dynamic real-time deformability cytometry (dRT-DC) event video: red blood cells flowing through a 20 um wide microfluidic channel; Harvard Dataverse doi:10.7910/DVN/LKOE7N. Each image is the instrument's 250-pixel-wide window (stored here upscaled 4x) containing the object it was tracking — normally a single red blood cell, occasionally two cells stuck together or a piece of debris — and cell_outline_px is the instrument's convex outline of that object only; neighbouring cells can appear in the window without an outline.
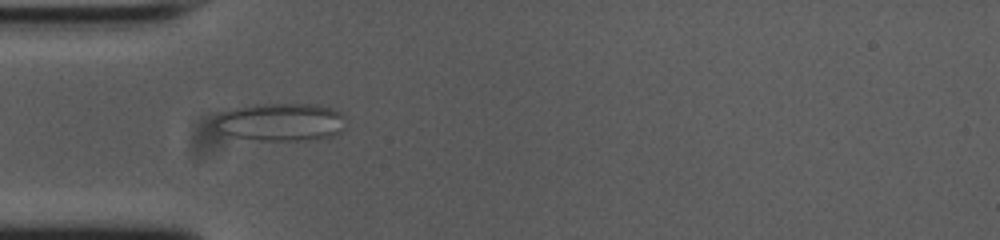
{"species": "common noctule bat (a hibernating species)", "species_latin": "Nyctalus noctula", "temperature_condition": "cold", "stored_images_in_passage": 57, "camera_frame_rate_fps": 3000, "um_per_image_px": 0.085, "animal": {"sex": "female", "body_mass_g": 23.0, "forearm_length_mm": 53.4}, "frame": {"image": 1, "passage_image": 17, "time_ms": 5.333, "image_size_px": [1000, 240], "cell_outline_px": [[344, 128], [340, 132], [332, 136], [296, 140], [260, 140], [236, 136], [224, 132], [216, 128], [212, 124], [212, 120], [216, 116], [232, 108], [256, 104], [316, 104], [332, 108], [340, 112], [344, 116]], "centroid_in_image_um": [23.86, 10.35], "position_along_channel_um": 61.1, "area_um2": 28.78}}
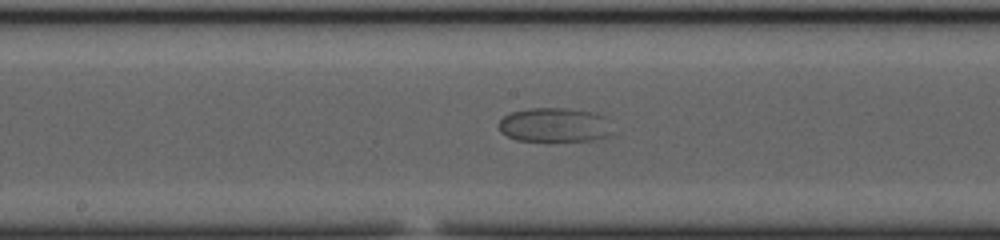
{"frame": {"image": 2, "passage_image": 29, "time_ms": 9.333, "image_size_px": [1000, 240], "cell_outline_px": [[612, 132], [608, 136], [592, 140], [548, 144], [516, 140], [500, 132], [500, 120], [504, 116], [512, 112], [532, 108], [568, 108], [592, 112], [604, 116]], "centroid_in_image_um": [47.12, 10.68], "position_along_channel_um": 201.1, "area_um2": 23.41}}
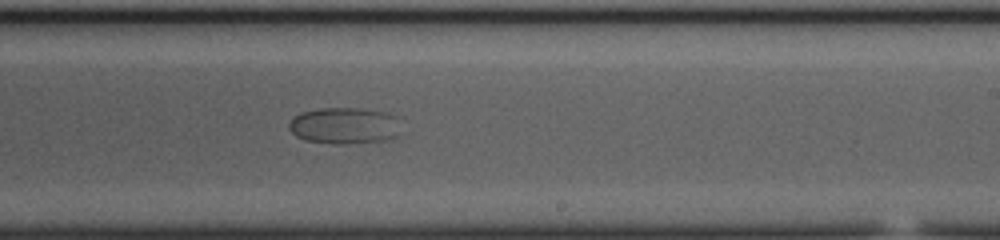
{"frame": {"image": 3, "passage_image": 34, "time_ms": 11.0, "image_size_px": [1000, 240], "cell_outline_px": [[396, 136], [384, 140], [348, 144], [336, 144], [304, 140], [296, 136], [288, 128], [288, 124], [292, 116], [300, 112], [320, 108], [356, 108], [388, 112], [396, 116]], "centroid_in_image_um": [29.18, 10.67], "position_along_channel_um": 259.8, "area_um2": 23.76}}